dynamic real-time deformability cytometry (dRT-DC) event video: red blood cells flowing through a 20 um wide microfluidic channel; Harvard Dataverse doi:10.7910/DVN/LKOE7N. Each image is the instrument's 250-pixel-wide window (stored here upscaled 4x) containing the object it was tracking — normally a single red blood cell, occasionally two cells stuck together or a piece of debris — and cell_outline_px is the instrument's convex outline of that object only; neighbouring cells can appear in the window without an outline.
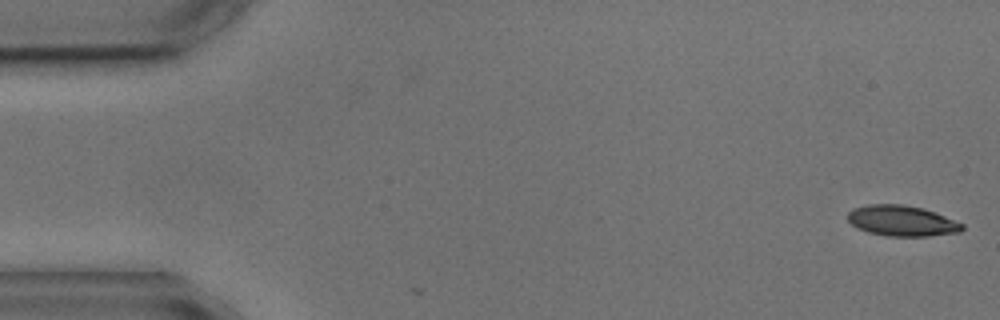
{"species": "common noctule bat (a hibernating species)", "species_latin": "Nyctalus noctula", "temperature_condition": "cold", "stored_images_in_passage": 4, "segment_of_instrument_passage": [2, 2], "camera_frame_rate_fps": 3000, "um_per_image_px": 0.085, "animal": {"sex": "male", "body_mass_g": 17.9, "forearm_length_mm": 54.2}, "frame": {"image": 1, "passage_image": 4, "time_ms": 4.667, "image_size_px": [1000, 320], "cell_outline_px": [[964, 228], [960, 232], [928, 236], [888, 236], [868, 232], [856, 228], [848, 220], [848, 212], [852, 208], [868, 204], [900, 204], [924, 208], [936, 212], [964, 224]], "centroid_in_image_um": [76.66, 18.76], "position_along_channel_um": 8.3, "area_um2": 20.58}}